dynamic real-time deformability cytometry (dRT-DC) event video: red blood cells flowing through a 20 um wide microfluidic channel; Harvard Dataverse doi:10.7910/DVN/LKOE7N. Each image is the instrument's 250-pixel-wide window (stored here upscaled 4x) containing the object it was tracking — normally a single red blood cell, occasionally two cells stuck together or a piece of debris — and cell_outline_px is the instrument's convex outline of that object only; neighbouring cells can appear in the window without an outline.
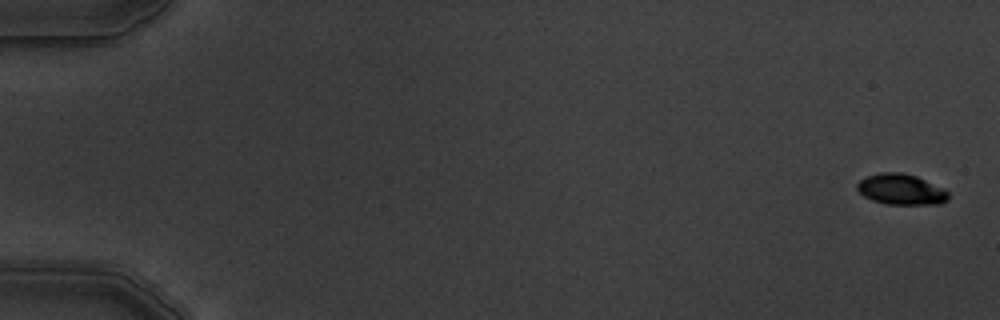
{"species": "common noctule bat (a hibernating species)", "species_latin": "Nyctalus noctula", "temperature_condition": "warm", "stored_images_in_passage": 6, "camera_frame_rate_fps": 3000, "um_per_image_px": 0.085, "animal": {"sex": "male", "body_mass_g": 19.5, "forearm_length_mm": 54.6}, "frame": {"image": 1, "passage_image": 1, "time_ms": 0.0, "image_size_px": [1000, 320], "cell_outline_px": [[948, 200], [940, 204], [888, 204], [872, 200], [864, 196], [856, 188], [856, 184], [864, 176], [880, 172], [900, 172], [916, 176], [944, 188], [948, 192]], "centroid_in_image_um": [76.58, 16.09], "position_along_channel_um": 8.4, "area_um2": 16.42}}
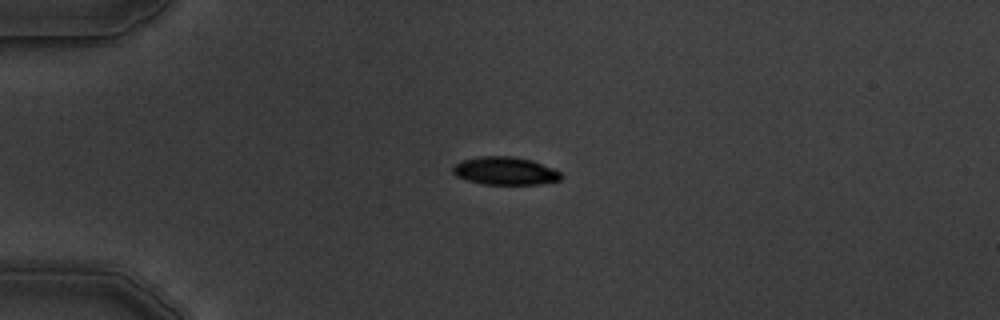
{"frame": {"image": 2, "passage_image": 4, "time_ms": 4.333, "image_size_px": [1000, 320], "cell_outline_px": [[560, 180], [540, 184], [480, 184], [456, 176], [452, 172], [452, 168], [460, 160], [480, 156], [512, 156], [532, 160], [552, 168], [560, 172]], "centroid_in_image_um": [42.89, 14.52], "position_along_channel_um": 42.1, "area_um2": 17.57}}